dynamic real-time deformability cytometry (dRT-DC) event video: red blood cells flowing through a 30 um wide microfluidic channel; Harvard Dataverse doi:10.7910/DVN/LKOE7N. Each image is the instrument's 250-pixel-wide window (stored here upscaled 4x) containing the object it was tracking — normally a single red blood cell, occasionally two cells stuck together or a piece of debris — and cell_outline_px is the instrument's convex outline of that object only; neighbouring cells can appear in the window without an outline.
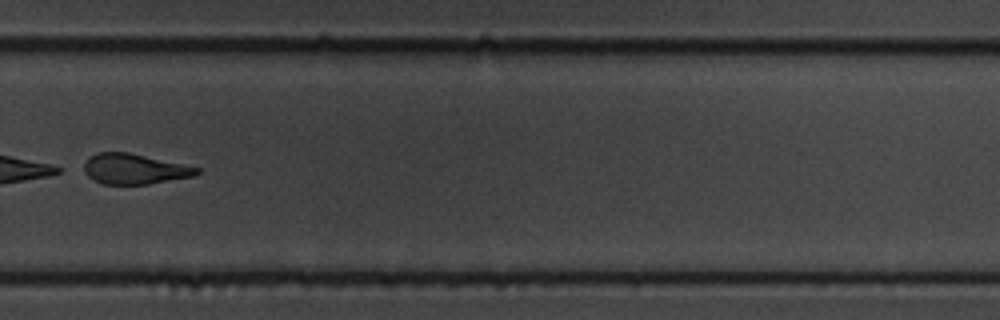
{"species": "common noctule bat (a hibernating species)", "species_latin": "Nyctalus noctula", "temperature_condition": "cold", "stored_images_in_passage": 12, "camera_frame_rate_fps": 3000, "um_per_image_px": 0.085, "animal": {"sex": "male", "body_mass_g": 19.5, "forearm_length_mm": 54.6}, "frame": {"image": 1, "passage_image": 10, "time_ms": 3.0, "image_size_px": [1000, 320], "cell_outline_px": [[200, 172], [196, 176], [148, 184], [104, 184], [88, 176], [76, 168], [88, 156], [96, 152], [128, 152], [200, 168]], "centroid_in_image_um": [11.32, 14.35], "position_along_channel_um": 318.5, "area_um2": 20.35}}